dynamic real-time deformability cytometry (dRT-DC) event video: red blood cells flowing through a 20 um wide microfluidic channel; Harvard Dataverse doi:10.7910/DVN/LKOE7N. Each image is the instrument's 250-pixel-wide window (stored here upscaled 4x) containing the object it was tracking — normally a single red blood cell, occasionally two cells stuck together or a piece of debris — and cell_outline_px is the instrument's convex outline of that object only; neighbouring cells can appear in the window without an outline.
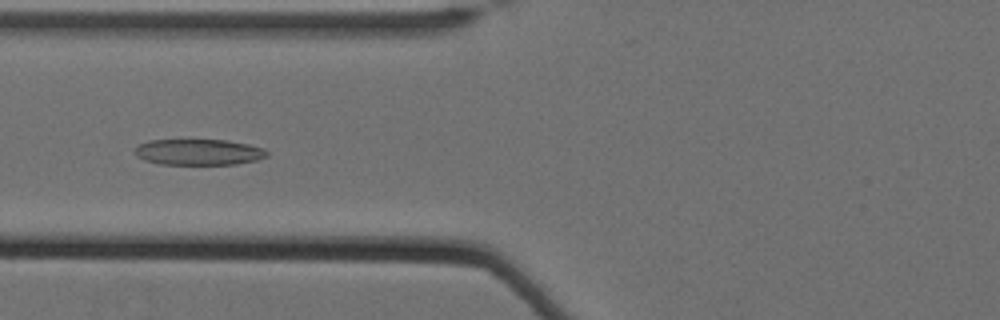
{"species": "Egyptian fruit bat (a non-hibernating species)", "species_latin": "Rousettus aegyptiacus", "temperature_condition": "cold", "stored_images_in_passage": 42, "camera_frame_rate_fps": 3000, "um_per_image_px": 0.085, "animal": {"sex": "female"}, "frame": {"image": 1, "passage_image": 8, "time_ms": 2.333, "image_size_px": [1000, 320], "cell_outline_px": [[268, 156], [256, 160], [236, 164], [160, 164], [144, 160], [136, 156], [136, 148], [140, 144], [148, 140], [224, 140], [248, 144], [264, 148], [268, 152]], "centroid_in_image_um": [16.9, 12.93], "position_along_channel_um": 108.9, "area_um2": 19.88}}
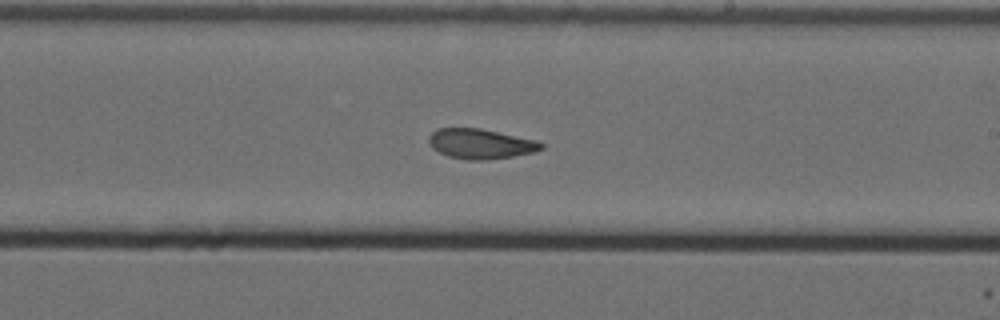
{"frame": {"image": 2, "passage_image": 20, "time_ms": 6.333, "image_size_px": [1000, 320], "cell_outline_px": [[544, 148], [532, 152], [512, 156], [488, 160], [468, 160], [448, 156], [432, 148], [428, 140], [428, 136], [436, 128], [480, 128], [536, 140], [544, 144]], "centroid_in_image_um": [40.82, 12.22], "position_along_channel_um": 248.2, "area_um2": 19.59}}
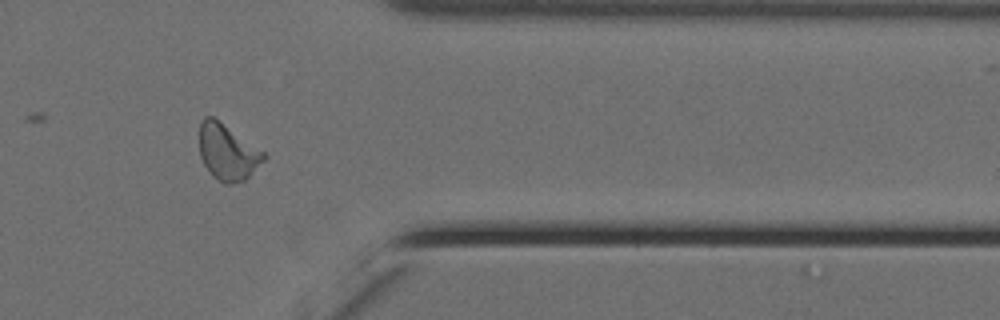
{"frame": {"image": 3, "passage_image": 33, "time_ms": 10.667, "image_size_px": [1000, 320], "cell_outline_px": [[268, 156], [244, 180], [232, 184], [224, 184], [212, 176], [204, 164], [200, 156], [200, 120], [204, 116], [212, 116], [264, 152]], "centroid_in_image_um": [19.32, 12.94], "position_along_channel_um": 392.1, "area_um2": 20.69}, "authors_computed_cell_mechanics": {"area_um2": 20.23, "velocity_mm_per_s": 3.4792, "shape_relaxation_time_tau1_ms": null, "shape_relaxation_time_tau2_ms": 3.2026, "deformation_change_tau1": null, "deformation_change_tau2": 0.1058}}